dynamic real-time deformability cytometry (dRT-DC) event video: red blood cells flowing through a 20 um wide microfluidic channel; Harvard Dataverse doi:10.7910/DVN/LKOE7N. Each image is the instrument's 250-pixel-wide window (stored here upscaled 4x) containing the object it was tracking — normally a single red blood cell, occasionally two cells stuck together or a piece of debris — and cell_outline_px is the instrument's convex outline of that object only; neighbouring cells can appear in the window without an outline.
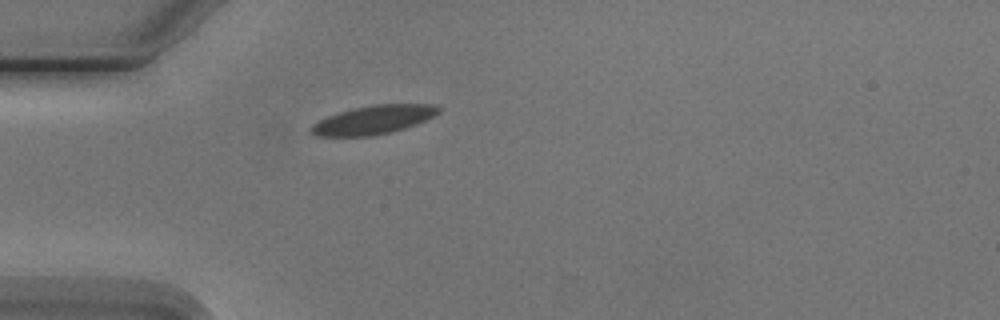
{"species": "Egyptian fruit bat (a non-hibernating species)", "species_latin": "Rousettus aegyptiacus", "temperature_condition": "cold", "stored_images_in_passage": 1, "camera_frame_rate_fps": 3000, "um_per_image_px": 0.085, "animal": {"sex": "male"}, "frame": {"image": 1, "passage_image": 1, "time_ms": 0.0, "image_size_px": [1000, 320], "cell_outline_px": [[440, 112], [416, 124], [404, 128], [372, 136], [316, 136], [308, 132], [308, 128], [312, 124], [328, 116], [352, 108], [372, 104], [436, 104], [440, 108]], "centroid_in_image_um": [31.7, 10.18], "position_along_channel_um": 53.3, "area_um2": 21.27}}